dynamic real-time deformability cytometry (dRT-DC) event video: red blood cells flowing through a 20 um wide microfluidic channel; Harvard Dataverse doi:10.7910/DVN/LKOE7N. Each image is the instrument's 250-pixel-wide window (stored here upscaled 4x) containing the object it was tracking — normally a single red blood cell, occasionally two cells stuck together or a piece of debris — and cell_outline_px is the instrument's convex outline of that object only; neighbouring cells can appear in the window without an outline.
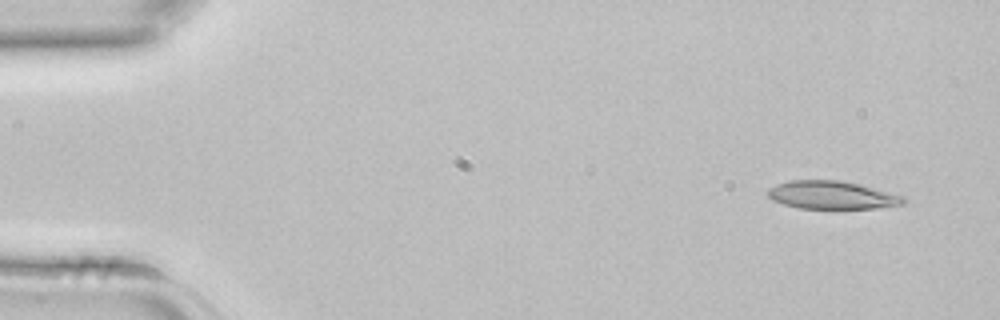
{"species": "common noctule bat (a hibernating species)", "species_latin": "Nyctalus noctula", "temperature_condition": "room temperature", "stored_images_in_passage": 3, "camera_frame_rate_fps": 3000, "um_per_image_px": 0.085, "animal": {"sex": "female", "body_mass_g": 22.7, "forearm_length_mm": 54.2}, "frame": {"image": 1, "passage_image": 1, "time_ms": 0.0, "image_size_px": [1000, 320], "cell_outline_px": [[908, 200], [904, 204], [876, 208], [800, 208], [784, 204], [772, 200], [768, 196], [768, 188], [776, 184], [792, 180], [840, 180], [860, 184], [904, 196]], "centroid_in_image_um": [70.73, 16.57], "position_along_channel_um": 14.3, "area_um2": 22.14}}